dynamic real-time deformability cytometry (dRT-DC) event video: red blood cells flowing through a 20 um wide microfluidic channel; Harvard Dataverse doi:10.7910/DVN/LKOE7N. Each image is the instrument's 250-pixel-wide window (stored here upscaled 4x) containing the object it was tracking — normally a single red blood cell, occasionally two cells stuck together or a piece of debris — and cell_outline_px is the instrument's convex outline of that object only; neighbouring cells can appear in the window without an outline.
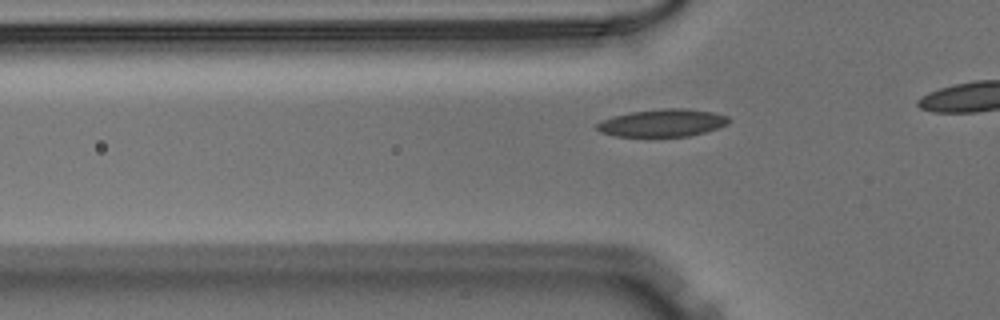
{"species": "Egyptian fruit bat (a non-hibernating species)", "species_latin": "Rousettus aegyptiacus", "temperature_condition": "warm", "stored_images_in_passage": 37, "camera_frame_rate_fps": 3000, "um_per_image_px": 0.085, "animal": {"sex": "male"}, "frame": {"image": 1, "passage_image": 13, "time_ms": 4.0, "image_size_px": [1000, 320], "cell_outline_px": [[732, 120], [728, 124], [704, 132], [688, 136], [616, 136], [600, 132], [596, 128], [596, 124], [600, 120], [612, 116], [632, 112], [664, 108], [684, 108], [712, 112], [728, 116]], "centroid_in_image_um": [56.3, 10.44], "position_along_channel_um": 69.5, "area_um2": 21.1}}
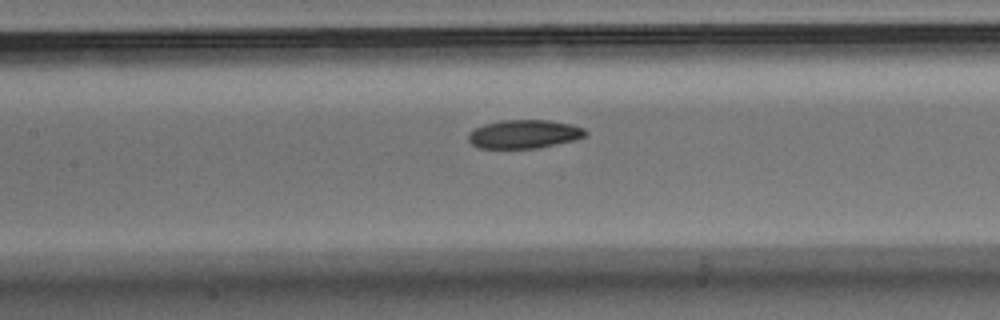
{"frame": {"image": 2, "passage_image": 20, "time_ms": 6.333, "image_size_px": [1000, 320], "cell_outline_px": [[588, 136], [576, 140], [540, 148], [480, 148], [472, 144], [468, 140], [468, 132], [484, 124], [500, 120], [548, 120], [572, 124], [584, 128], [588, 132]], "centroid_in_image_um": [44.6, 11.4], "position_along_channel_um": 162.8, "area_um2": 19.77}}
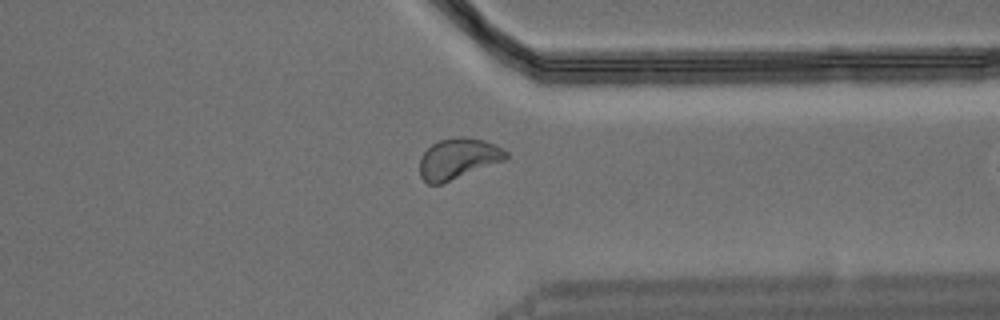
{"frame": {"image": 3, "passage_image": 36, "time_ms": 11.667, "image_size_px": [1000, 320], "cell_outline_px": [[508, 156], [504, 160], [440, 184], [428, 184], [420, 176], [420, 156], [436, 140], [456, 136], [464, 136], [484, 140], [508, 152]], "centroid_in_image_um": [38.89, 13.46], "position_along_channel_um": 372.5, "area_um2": 20.29}}